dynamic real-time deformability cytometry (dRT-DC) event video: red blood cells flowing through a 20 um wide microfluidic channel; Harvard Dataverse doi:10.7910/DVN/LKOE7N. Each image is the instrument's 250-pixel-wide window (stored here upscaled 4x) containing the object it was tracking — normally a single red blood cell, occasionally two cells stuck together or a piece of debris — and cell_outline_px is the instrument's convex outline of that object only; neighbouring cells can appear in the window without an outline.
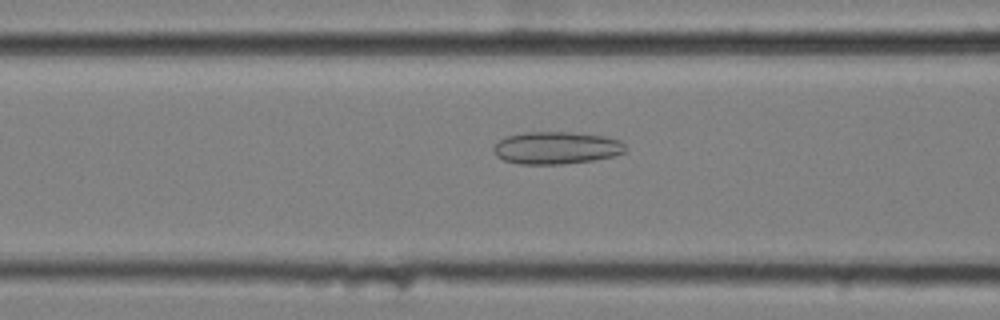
{"species": "common noctule bat (a hibernating species)", "species_latin": "Nyctalus noctula", "temperature_condition": "cold", "stored_images_in_passage": 12, "camera_frame_rate_fps": 3000, "um_per_image_px": 0.085, "animal": {"sex": "female", "body_mass_g": 25.1}, "frame": {"image": 1, "passage_image": 10, "time_ms": 3.0, "image_size_px": [1000, 320], "cell_outline_px": [[624, 152], [612, 156], [592, 160], [564, 164], [520, 164], [504, 160], [496, 156], [492, 152], [492, 148], [500, 140], [508, 136], [524, 132], [568, 132], [604, 136], [620, 140], [624, 144]], "centroid_in_image_um": [47.25, 12.57], "position_along_channel_um": 119.4, "area_um2": 24.74}}